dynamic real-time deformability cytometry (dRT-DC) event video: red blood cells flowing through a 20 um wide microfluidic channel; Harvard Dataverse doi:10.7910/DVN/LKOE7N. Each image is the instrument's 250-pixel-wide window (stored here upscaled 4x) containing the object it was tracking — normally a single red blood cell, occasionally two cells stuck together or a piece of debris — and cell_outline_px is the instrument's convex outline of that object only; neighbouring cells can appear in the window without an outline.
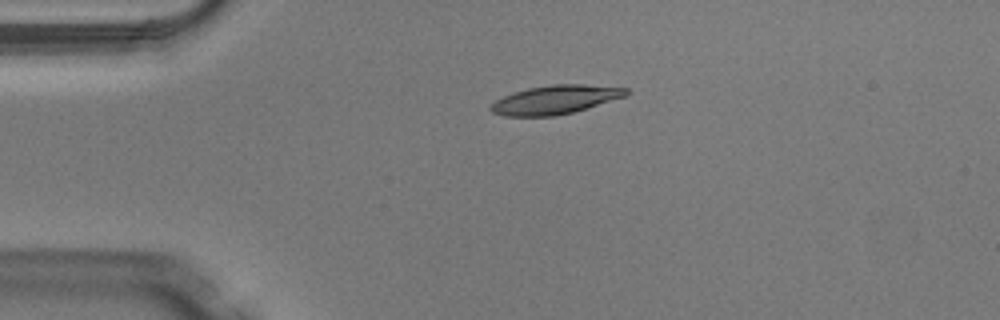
{"species": "Egyptian fruit bat (a non-hibernating species)", "species_latin": "Rousettus aegyptiacus", "temperature_condition": "warm", "stored_images_in_passage": 3, "camera_frame_rate_fps": 3000, "um_per_image_px": 0.085, "animal": {"sex": "male"}, "frame": {"image": 1, "passage_image": 1, "time_ms": 0.0, "image_size_px": [1000, 320], "cell_outline_px": [[628, 96], [572, 112], [556, 116], [504, 116], [492, 112], [488, 108], [496, 100], [504, 96], [528, 88], [552, 84], [584, 84], [628, 88]], "centroid_in_image_um": [47.22, 8.47], "position_along_channel_um": 37.8, "area_um2": 22.6}}